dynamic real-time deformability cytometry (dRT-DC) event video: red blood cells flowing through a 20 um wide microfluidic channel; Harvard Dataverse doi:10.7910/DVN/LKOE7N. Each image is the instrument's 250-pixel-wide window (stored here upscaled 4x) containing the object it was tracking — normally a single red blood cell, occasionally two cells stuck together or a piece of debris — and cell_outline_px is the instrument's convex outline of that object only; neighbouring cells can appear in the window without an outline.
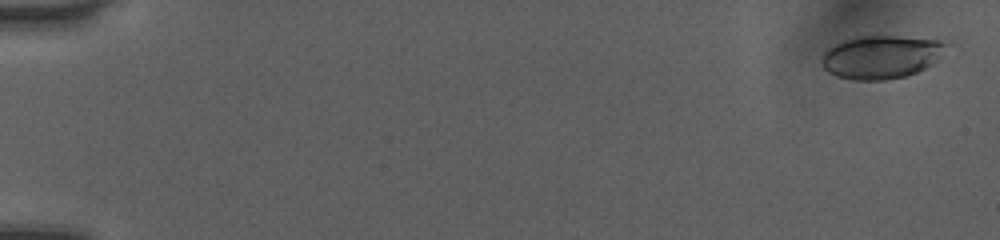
{"species": "human", "species_latin": "Homo sapiens", "temperature_condition": "room temperature", "stored_images_in_passage": 34, "camera_frame_rate_fps": 3000, "um_per_image_px": 0.085, "donor": {"sex": "female"}, "frame": {"image": 1, "passage_image": 1, "time_ms": 0.0, "image_size_px": [1000, 240], "cell_outline_px": [[948, 44], [924, 68], [916, 72], [904, 76], [884, 80], [852, 80], [836, 76], [828, 72], [820, 64], [820, 60], [824, 52], [828, 48], [844, 40], [856, 36], [896, 36], [940, 40]], "centroid_in_image_um": [74.78, 4.84], "position_along_channel_um": 10.2, "area_um2": 30.81}}
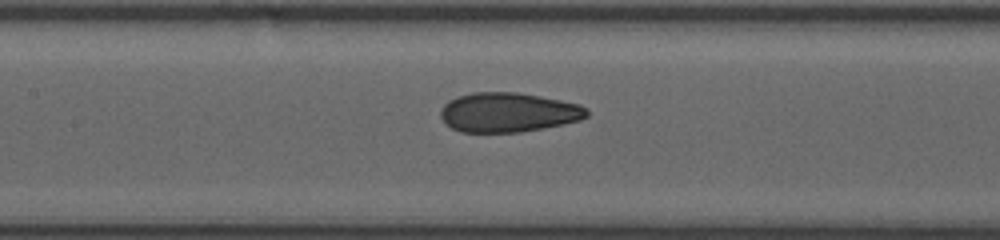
{"frame": {"image": 2, "passage_image": 17, "time_ms": 5.333, "image_size_px": [1000, 240], "cell_outline_px": [[588, 116], [580, 120], [520, 132], [460, 132], [452, 128], [440, 116], [440, 108], [448, 100], [456, 96], [472, 92], [516, 92], [540, 96], [580, 104], [588, 108]], "centroid_in_image_um": [43.17, 9.54], "position_along_channel_um": 164.2, "area_um2": 33.64}}
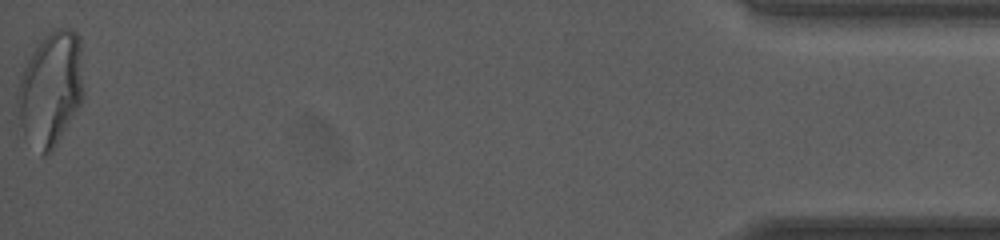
{"frame": {"image": 3, "passage_image": 34, "time_ms": 11.0, "image_size_px": [1000, 240], "cell_outline_px": [[84, 96], [80, 104], [52, 152], [44, 156], [40, 156], [24, 136], [20, 124], [16, 100], [16, 92], [20, 76], [36, 44], [44, 36], [56, 28], [68, 28], [76, 32], [80, 36]], "centroid_in_image_um": [4.3, 7.57], "position_along_channel_um": 430.9, "area_um2": 44.56}}